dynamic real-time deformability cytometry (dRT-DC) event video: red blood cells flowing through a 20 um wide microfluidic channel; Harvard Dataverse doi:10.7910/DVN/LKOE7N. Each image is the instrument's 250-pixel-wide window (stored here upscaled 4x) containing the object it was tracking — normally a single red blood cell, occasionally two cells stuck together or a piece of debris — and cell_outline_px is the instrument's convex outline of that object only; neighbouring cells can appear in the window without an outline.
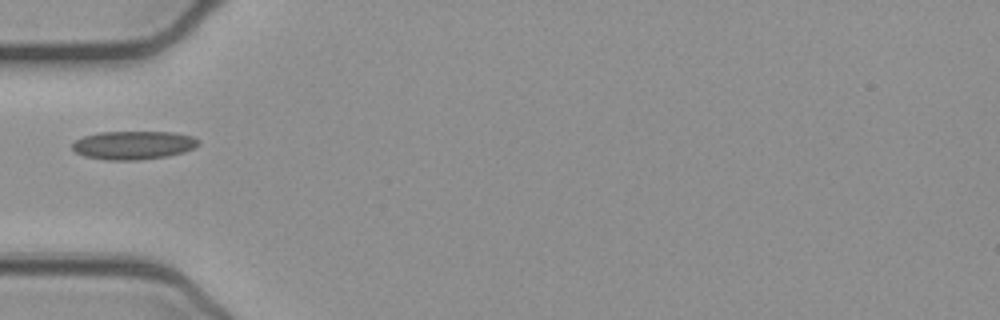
{"species": "common noctule bat (a hibernating species)", "species_latin": "Nyctalus noctula", "temperature_condition": "cold", "stored_images_in_passage": 36, "camera_frame_rate_fps": 3000, "um_per_image_px": 0.085, "animal": {"sex": "female", "body_mass_g": 21.9}, "frame": {"image": 1, "passage_image": 1, "time_ms": 0.0, "image_size_px": [1000, 320], "cell_outline_px": [[200, 144], [184, 152], [168, 156], [140, 160], [104, 160], [84, 156], [76, 152], [72, 148], [72, 144], [76, 140], [84, 136], [100, 132], [172, 132], [192, 136], [200, 140]], "centroid_in_image_um": [11.35, 12.34], "position_along_channel_um": 73.7, "area_um2": 20.98}}
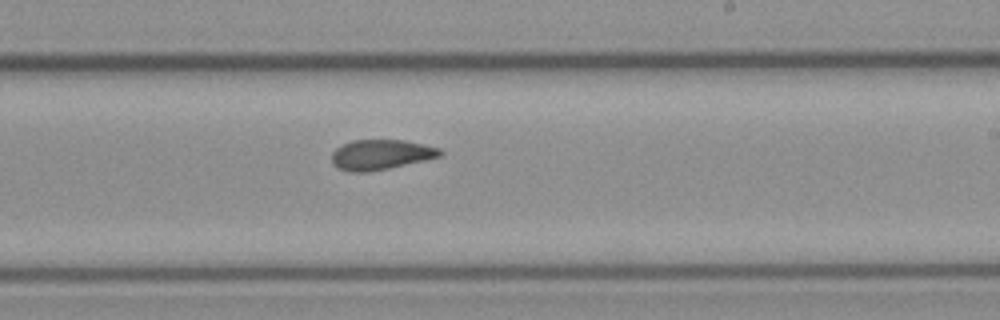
{"frame": {"image": 2, "passage_image": 15, "time_ms": 4.667, "image_size_px": [1000, 320], "cell_outline_px": [[444, 152], [440, 156], [424, 160], [388, 168], [368, 172], [348, 172], [332, 164], [332, 152], [336, 148], [352, 140], [404, 140], [440, 148]], "centroid_in_image_um": [32.36, 13.14], "position_along_channel_um": 256.6, "area_um2": 18.84}}
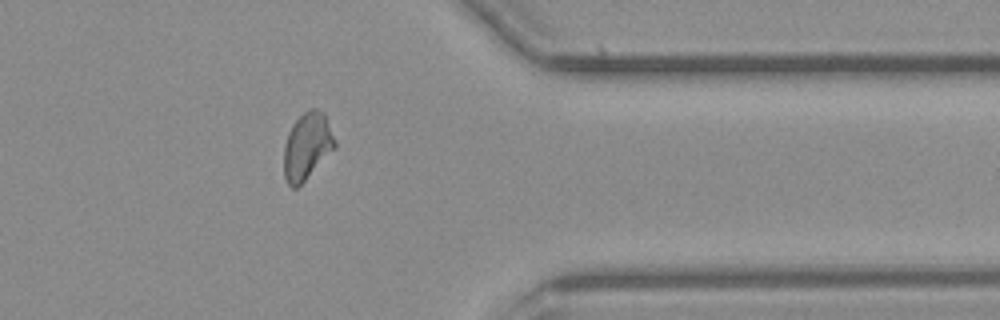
{"frame": {"image": 3, "passage_image": 26, "time_ms": 8.333, "image_size_px": [1000, 320], "cell_outline_px": [[336, 148], [296, 188], [292, 188], [288, 184], [284, 176], [284, 144], [288, 132], [292, 124], [308, 108], [316, 108], [324, 112], [336, 140]], "centroid_in_image_um": [26.11, 12.39], "position_along_channel_um": 385.3, "area_um2": 19.94}}